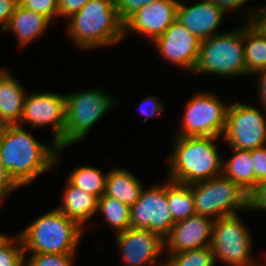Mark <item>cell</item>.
Wrapping results in <instances>:
<instances>
[{"instance_id":"2","label":"cell","mask_w":266,"mask_h":266,"mask_svg":"<svg viewBox=\"0 0 266 266\" xmlns=\"http://www.w3.org/2000/svg\"><path fill=\"white\" fill-rule=\"evenodd\" d=\"M69 19L68 36L86 50L113 46L125 36L115 0H89Z\"/></svg>"},{"instance_id":"10","label":"cell","mask_w":266,"mask_h":266,"mask_svg":"<svg viewBox=\"0 0 266 266\" xmlns=\"http://www.w3.org/2000/svg\"><path fill=\"white\" fill-rule=\"evenodd\" d=\"M223 138L230 149L253 150L266 145V119L251 105H229Z\"/></svg>"},{"instance_id":"13","label":"cell","mask_w":266,"mask_h":266,"mask_svg":"<svg viewBox=\"0 0 266 266\" xmlns=\"http://www.w3.org/2000/svg\"><path fill=\"white\" fill-rule=\"evenodd\" d=\"M116 235L125 266H153L164 252V240L149 229L130 227Z\"/></svg>"},{"instance_id":"29","label":"cell","mask_w":266,"mask_h":266,"mask_svg":"<svg viewBox=\"0 0 266 266\" xmlns=\"http://www.w3.org/2000/svg\"><path fill=\"white\" fill-rule=\"evenodd\" d=\"M75 254H48L33 253L31 258L26 259V266H73L72 260ZM28 260V261H27Z\"/></svg>"},{"instance_id":"20","label":"cell","mask_w":266,"mask_h":266,"mask_svg":"<svg viewBox=\"0 0 266 266\" xmlns=\"http://www.w3.org/2000/svg\"><path fill=\"white\" fill-rule=\"evenodd\" d=\"M50 22L48 17L26 9L18 3L4 32L13 31L19 46H24L44 33Z\"/></svg>"},{"instance_id":"32","label":"cell","mask_w":266,"mask_h":266,"mask_svg":"<svg viewBox=\"0 0 266 266\" xmlns=\"http://www.w3.org/2000/svg\"><path fill=\"white\" fill-rule=\"evenodd\" d=\"M259 209L266 211V180L255 185L248 193V209Z\"/></svg>"},{"instance_id":"26","label":"cell","mask_w":266,"mask_h":266,"mask_svg":"<svg viewBox=\"0 0 266 266\" xmlns=\"http://www.w3.org/2000/svg\"><path fill=\"white\" fill-rule=\"evenodd\" d=\"M104 220L116 230L115 233L130 228V207L105 193L98 200V209Z\"/></svg>"},{"instance_id":"30","label":"cell","mask_w":266,"mask_h":266,"mask_svg":"<svg viewBox=\"0 0 266 266\" xmlns=\"http://www.w3.org/2000/svg\"><path fill=\"white\" fill-rule=\"evenodd\" d=\"M58 1L59 0H18L22 7L40 13L50 20L58 16Z\"/></svg>"},{"instance_id":"14","label":"cell","mask_w":266,"mask_h":266,"mask_svg":"<svg viewBox=\"0 0 266 266\" xmlns=\"http://www.w3.org/2000/svg\"><path fill=\"white\" fill-rule=\"evenodd\" d=\"M153 42L159 48L160 54L169 62L193 72L198 60L201 40L180 22L175 20Z\"/></svg>"},{"instance_id":"17","label":"cell","mask_w":266,"mask_h":266,"mask_svg":"<svg viewBox=\"0 0 266 266\" xmlns=\"http://www.w3.org/2000/svg\"><path fill=\"white\" fill-rule=\"evenodd\" d=\"M225 14L219 6L207 0L188 7L179 2L176 20L202 41L216 35L215 30L221 26Z\"/></svg>"},{"instance_id":"41","label":"cell","mask_w":266,"mask_h":266,"mask_svg":"<svg viewBox=\"0 0 266 266\" xmlns=\"http://www.w3.org/2000/svg\"><path fill=\"white\" fill-rule=\"evenodd\" d=\"M6 235L0 232V241L5 237Z\"/></svg>"},{"instance_id":"24","label":"cell","mask_w":266,"mask_h":266,"mask_svg":"<svg viewBox=\"0 0 266 266\" xmlns=\"http://www.w3.org/2000/svg\"><path fill=\"white\" fill-rule=\"evenodd\" d=\"M167 201L175 223L196 214L193 193L189 185L176 183L168 178Z\"/></svg>"},{"instance_id":"40","label":"cell","mask_w":266,"mask_h":266,"mask_svg":"<svg viewBox=\"0 0 266 266\" xmlns=\"http://www.w3.org/2000/svg\"><path fill=\"white\" fill-rule=\"evenodd\" d=\"M255 74L260 76L258 78L259 79L258 86H259V92H260L259 100H260V103L263 105V108L266 111V69L254 72L251 75H255Z\"/></svg>"},{"instance_id":"7","label":"cell","mask_w":266,"mask_h":266,"mask_svg":"<svg viewBox=\"0 0 266 266\" xmlns=\"http://www.w3.org/2000/svg\"><path fill=\"white\" fill-rule=\"evenodd\" d=\"M192 189L195 213L213 220L248 209V194L223 175L189 185Z\"/></svg>"},{"instance_id":"38","label":"cell","mask_w":266,"mask_h":266,"mask_svg":"<svg viewBox=\"0 0 266 266\" xmlns=\"http://www.w3.org/2000/svg\"><path fill=\"white\" fill-rule=\"evenodd\" d=\"M247 13L249 14H247L248 22L254 21L266 33V6Z\"/></svg>"},{"instance_id":"5","label":"cell","mask_w":266,"mask_h":266,"mask_svg":"<svg viewBox=\"0 0 266 266\" xmlns=\"http://www.w3.org/2000/svg\"><path fill=\"white\" fill-rule=\"evenodd\" d=\"M193 72L223 77L249 75L244 59L243 28L213 35L201 41Z\"/></svg>"},{"instance_id":"33","label":"cell","mask_w":266,"mask_h":266,"mask_svg":"<svg viewBox=\"0 0 266 266\" xmlns=\"http://www.w3.org/2000/svg\"><path fill=\"white\" fill-rule=\"evenodd\" d=\"M251 157L254 163L255 185L266 180V146L251 150Z\"/></svg>"},{"instance_id":"27","label":"cell","mask_w":266,"mask_h":266,"mask_svg":"<svg viewBox=\"0 0 266 266\" xmlns=\"http://www.w3.org/2000/svg\"><path fill=\"white\" fill-rule=\"evenodd\" d=\"M164 266H215L214 254L210 246L170 254Z\"/></svg>"},{"instance_id":"1","label":"cell","mask_w":266,"mask_h":266,"mask_svg":"<svg viewBox=\"0 0 266 266\" xmlns=\"http://www.w3.org/2000/svg\"><path fill=\"white\" fill-rule=\"evenodd\" d=\"M59 151L55 143L51 147L42 144L18 124L0 126V158L19 186L50 170Z\"/></svg>"},{"instance_id":"25","label":"cell","mask_w":266,"mask_h":266,"mask_svg":"<svg viewBox=\"0 0 266 266\" xmlns=\"http://www.w3.org/2000/svg\"><path fill=\"white\" fill-rule=\"evenodd\" d=\"M107 173L91 166H79L68 176V181L75 187L100 198L105 193Z\"/></svg>"},{"instance_id":"37","label":"cell","mask_w":266,"mask_h":266,"mask_svg":"<svg viewBox=\"0 0 266 266\" xmlns=\"http://www.w3.org/2000/svg\"><path fill=\"white\" fill-rule=\"evenodd\" d=\"M18 3V0H0V25L2 31L9 23Z\"/></svg>"},{"instance_id":"22","label":"cell","mask_w":266,"mask_h":266,"mask_svg":"<svg viewBox=\"0 0 266 266\" xmlns=\"http://www.w3.org/2000/svg\"><path fill=\"white\" fill-rule=\"evenodd\" d=\"M243 28L244 59L246 72L266 69V33L253 21Z\"/></svg>"},{"instance_id":"12","label":"cell","mask_w":266,"mask_h":266,"mask_svg":"<svg viewBox=\"0 0 266 266\" xmlns=\"http://www.w3.org/2000/svg\"><path fill=\"white\" fill-rule=\"evenodd\" d=\"M20 123L31 124L33 127L51 125L53 127V143L58 145L64 137L66 126V95L40 92L25 97Z\"/></svg>"},{"instance_id":"9","label":"cell","mask_w":266,"mask_h":266,"mask_svg":"<svg viewBox=\"0 0 266 266\" xmlns=\"http://www.w3.org/2000/svg\"><path fill=\"white\" fill-rule=\"evenodd\" d=\"M228 108L213 93L198 92L185 106L181 133L178 136H222Z\"/></svg>"},{"instance_id":"19","label":"cell","mask_w":266,"mask_h":266,"mask_svg":"<svg viewBox=\"0 0 266 266\" xmlns=\"http://www.w3.org/2000/svg\"><path fill=\"white\" fill-rule=\"evenodd\" d=\"M66 185L63 203L56 208L84 228L86 221L98 212L99 198L73 186L68 180Z\"/></svg>"},{"instance_id":"35","label":"cell","mask_w":266,"mask_h":266,"mask_svg":"<svg viewBox=\"0 0 266 266\" xmlns=\"http://www.w3.org/2000/svg\"><path fill=\"white\" fill-rule=\"evenodd\" d=\"M89 0H59L58 16L72 17L79 12Z\"/></svg>"},{"instance_id":"28","label":"cell","mask_w":266,"mask_h":266,"mask_svg":"<svg viewBox=\"0 0 266 266\" xmlns=\"http://www.w3.org/2000/svg\"><path fill=\"white\" fill-rule=\"evenodd\" d=\"M25 256V250L19 235L14 239L6 235L0 241V266H25Z\"/></svg>"},{"instance_id":"21","label":"cell","mask_w":266,"mask_h":266,"mask_svg":"<svg viewBox=\"0 0 266 266\" xmlns=\"http://www.w3.org/2000/svg\"><path fill=\"white\" fill-rule=\"evenodd\" d=\"M143 187L131 172L115 168L107 172L105 194L132 207L139 199Z\"/></svg>"},{"instance_id":"23","label":"cell","mask_w":266,"mask_h":266,"mask_svg":"<svg viewBox=\"0 0 266 266\" xmlns=\"http://www.w3.org/2000/svg\"><path fill=\"white\" fill-rule=\"evenodd\" d=\"M234 155L222 160V175L238 184L247 194L255 187L254 163L251 150L231 149Z\"/></svg>"},{"instance_id":"16","label":"cell","mask_w":266,"mask_h":266,"mask_svg":"<svg viewBox=\"0 0 266 266\" xmlns=\"http://www.w3.org/2000/svg\"><path fill=\"white\" fill-rule=\"evenodd\" d=\"M213 224L212 218L198 214L176 222L163 239L164 250L168 249L169 254H177L210 246Z\"/></svg>"},{"instance_id":"11","label":"cell","mask_w":266,"mask_h":266,"mask_svg":"<svg viewBox=\"0 0 266 266\" xmlns=\"http://www.w3.org/2000/svg\"><path fill=\"white\" fill-rule=\"evenodd\" d=\"M175 224L167 201V182L140 193L130 207V227L149 229L164 239Z\"/></svg>"},{"instance_id":"31","label":"cell","mask_w":266,"mask_h":266,"mask_svg":"<svg viewBox=\"0 0 266 266\" xmlns=\"http://www.w3.org/2000/svg\"><path fill=\"white\" fill-rule=\"evenodd\" d=\"M156 0H115L120 19L125 22L137 10Z\"/></svg>"},{"instance_id":"39","label":"cell","mask_w":266,"mask_h":266,"mask_svg":"<svg viewBox=\"0 0 266 266\" xmlns=\"http://www.w3.org/2000/svg\"><path fill=\"white\" fill-rule=\"evenodd\" d=\"M210 2L215 3L217 6H219L225 13L229 10H237L240 6L249 0H207Z\"/></svg>"},{"instance_id":"6","label":"cell","mask_w":266,"mask_h":266,"mask_svg":"<svg viewBox=\"0 0 266 266\" xmlns=\"http://www.w3.org/2000/svg\"><path fill=\"white\" fill-rule=\"evenodd\" d=\"M106 92L100 89L75 92L66 95V126L63 140L57 145L62 150L71 144L80 142L91 130V127L112 106L114 100ZM115 103V104H114Z\"/></svg>"},{"instance_id":"18","label":"cell","mask_w":266,"mask_h":266,"mask_svg":"<svg viewBox=\"0 0 266 266\" xmlns=\"http://www.w3.org/2000/svg\"><path fill=\"white\" fill-rule=\"evenodd\" d=\"M26 92L7 70H0V126L19 124Z\"/></svg>"},{"instance_id":"36","label":"cell","mask_w":266,"mask_h":266,"mask_svg":"<svg viewBox=\"0 0 266 266\" xmlns=\"http://www.w3.org/2000/svg\"><path fill=\"white\" fill-rule=\"evenodd\" d=\"M156 99L154 96L146 97L139 105L141 114L145 116L143 122H147L148 117L160 115L163 107Z\"/></svg>"},{"instance_id":"3","label":"cell","mask_w":266,"mask_h":266,"mask_svg":"<svg viewBox=\"0 0 266 266\" xmlns=\"http://www.w3.org/2000/svg\"><path fill=\"white\" fill-rule=\"evenodd\" d=\"M176 138L167 178L176 183L190 185L222 175V158L214 144L218 137Z\"/></svg>"},{"instance_id":"34","label":"cell","mask_w":266,"mask_h":266,"mask_svg":"<svg viewBox=\"0 0 266 266\" xmlns=\"http://www.w3.org/2000/svg\"><path fill=\"white\" fill-rule=\"evenodd\" d=\"M20 187L15 180L10 176L9 172L4 168L0 158V203L11 191Z\"/></svg>"},{"instance_id":"15","label":"cell","mask_w":266,"mask_h":266,"mask_svg":"<svg viewBox=\"0 0 266 266\" xmlns=\"http://www.w3.org/2000/svg\"><path fill=\"white\" fill-rule=\"evenodd\" d=\"M178 0H156L137 10L124 22V34L136 32L154 41L177 19Z\"/></svg>"},{"instance_id":"4","label":"cell","mask_w":266,"mask_h":266,"mask_svg":"<svg viewBox=\"0 0 266 266\" xmlns=\"http://www.w3.org/2000/svg\"><path fill=\"white\" fill-rule=\"evenodd\" d=\"M21 237L25 255L28 251L48 254H75L83 228L55 208L35 219Z\"/></svg>"},{"instance_id":"8","label":"cell","mask_w":266,"mask_h":266,"mask_svg":"<svg viewBox=\"0 0 266 266\" xmlns=\"http://www.w3.org/2000/svg\"><path fill=\"white\" fill-rule=\"evenodd\" d=\"M237 214L214 220L210 248L215 264L220 260L228 266H261L250 259L252 238Z\"/></svg>"}]
</instances>
